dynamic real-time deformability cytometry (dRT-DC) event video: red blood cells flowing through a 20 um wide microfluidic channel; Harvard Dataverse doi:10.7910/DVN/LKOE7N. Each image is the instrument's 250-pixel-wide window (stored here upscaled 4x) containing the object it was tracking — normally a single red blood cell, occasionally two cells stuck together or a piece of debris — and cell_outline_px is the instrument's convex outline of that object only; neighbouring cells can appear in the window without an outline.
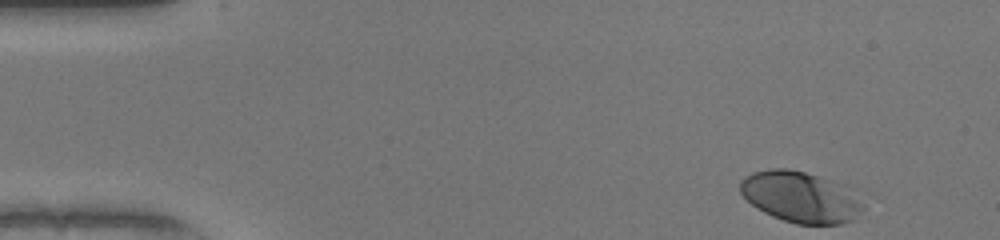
{"species": "human", "species_latin": "Homo sapiens", "temperature_condition": "warm", "stored_images_in_passage": 47, "camera_frame_rate_fps": 3000, "um_per_image_px": 0.085, "donor": {"sex": "female"}, "frame": {"image": 1, "passage_image": 1, "time_ms": 0.0, "image_size_px": [1000, 240], "cell_outline_px": [[868, 200], [864, 208], [852, 220], [840, 224], [796, 224], [772, 216], [756, 208], [740, 192], [740, 180], [744, 176], [752, 172], [768, 168], [788, 168], [804, 172], [832, 180], [856, 188]], "centroid_in_image_um": [68.15, 16.73], "position_along_channel_um": 16.8, "area_um2": 37.57}}
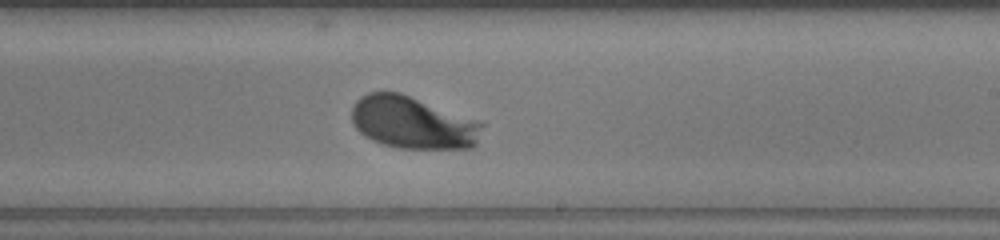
{"frame": {"image": 2, "passage_image": 27, "time_ms": 8.667, "image_size_px": [1000, 240], "cell_outline_px": [[484, 124], [476, 144], [472, 148], [400, 148], [384, 144], [372, 140], [364, 136], [352, 124], [352, 108], [356, 100], [360, 96], [368, 92], [400, 92], [484, 120]], "centroid_in_image_um": [35.14, 10.4], "position_along_channel_um": 253.9, "area_um2": 40.52}}
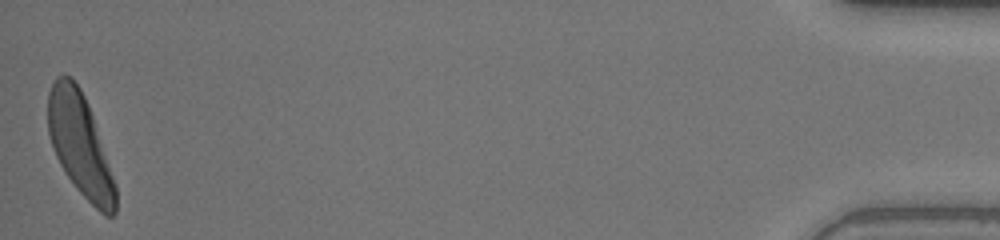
{"frame": {"image": 3, "passage_image": 47, "time_ms": 15.333, "image_size_px": [1000, 240], "cell_outline_px": [[116, 212], [112, 216], [104, 216], [76, 188], [64, 172], [52, 148], [48, 132], [48, 92], [56, 76], [72, 76], [80, 88], [88, 104], [116, 188]], "centroid_in_image_um": [6.77, 12.3], "position_along_channel_um": 428.4, "area_um2": 39.59}, "authors_computed_cell_mechanics": {"area_um2": 38.2636, "velocity_mm_per_s": 4.0795, "shape_relaxation_time_tau1_ms": 1.903, "shape_relaxation_time_tau2_ms": null, "deformation_change_tau1": 0.1471, "deformation_change_tau2": null}}